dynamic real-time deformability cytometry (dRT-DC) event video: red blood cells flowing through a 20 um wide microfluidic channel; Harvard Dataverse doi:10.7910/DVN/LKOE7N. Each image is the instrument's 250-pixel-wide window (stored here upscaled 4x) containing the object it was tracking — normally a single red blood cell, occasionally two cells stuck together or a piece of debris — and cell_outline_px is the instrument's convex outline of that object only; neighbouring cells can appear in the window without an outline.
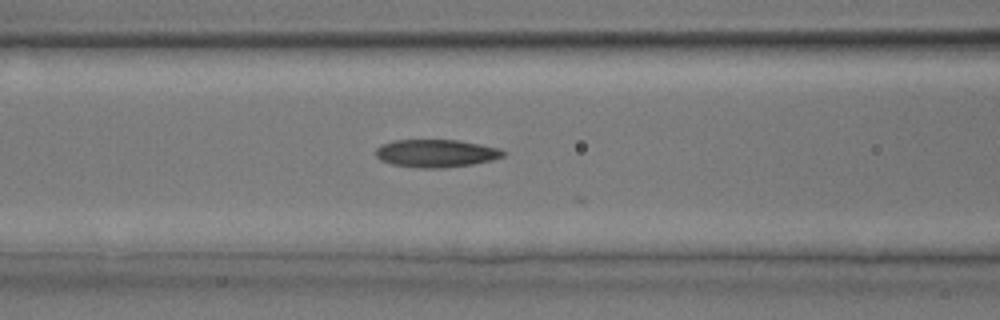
{"species": "common noctule bat (a hibernating species)", "species_latin": "Nyctalus noctula", "temperature_condition": "room temperature", "stored_images_in_passage": 18, "camera_frame_rate_fps": 3000, "um_per_image_px": 0.085, "animal": {"sex": "male", "body_mass_g": 17.9, "forearm_length_mm": 54.2}, "frame": {"image": 1, "passage_image": 17, "time_ms": 5.333, "image_size_px": [1000, 320], "cell_outline_px": [[504, 156], [492, 160], [472, 164], [444, 168], [424, 168], [392, 164], [380, 160], [376, 156], [376, 148], [380, 144], [392, 140], [456, 140], [480, 144], [496, 148], [504, 152]], "centroid_in_image_um": [37.02, 13.03], "position_along_channel_um": 129.6, "area_um2": 20.52}}